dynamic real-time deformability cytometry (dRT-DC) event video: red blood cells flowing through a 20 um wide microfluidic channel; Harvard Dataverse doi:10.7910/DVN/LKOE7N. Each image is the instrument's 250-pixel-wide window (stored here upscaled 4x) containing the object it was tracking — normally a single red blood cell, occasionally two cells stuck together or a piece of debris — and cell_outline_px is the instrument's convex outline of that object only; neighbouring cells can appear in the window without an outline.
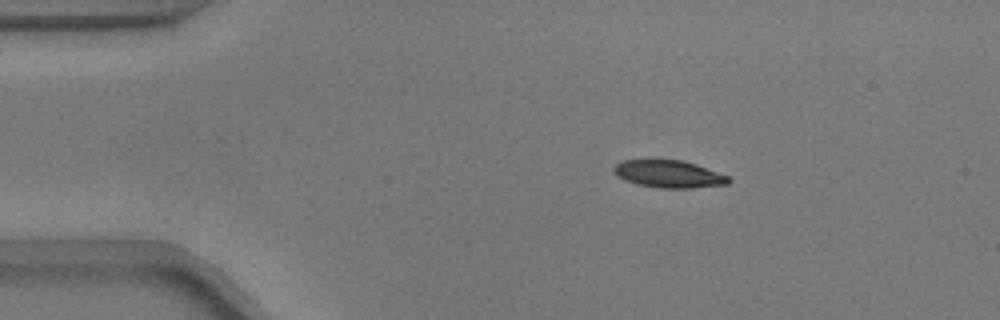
{"species": "common noctule bat (a hibernating species)", "species_latin": "Nyctalus noctula", "temperature_condition": "warm", "stored_images_in_passage": 39, "camera_frame_rate_fps": 3000, "um_per_image_px": 0.085, "animal": {"sex": "male", "body_mass_g": 17.9}, "frame": {"image": 1, "passage_image": 1, "time_ms": 0.0, "image_size_px": [1000, 320], "cell_outline_px": [[732, 180], [728, 184], [688, 188], [660, 188], [636, 184], [624, 180], [612, 168], [616, 164], [624, 160], [684, 160], [696, 164], [728, 176]], "centroid_in_image_um": [56.87, 14.79], "position_along_channel_um": 28.1, "area_um2": 18.15}}
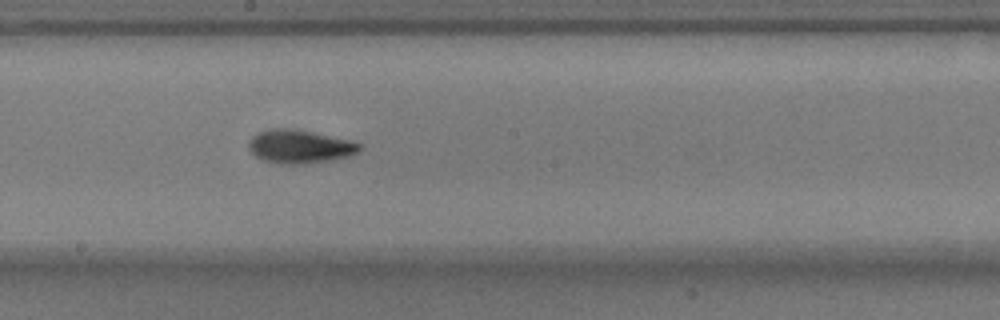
{"frame": {"image": 2, "passage_image": 21, "time_ms": 6.667, "image_size_px": [1000, 320], "cell_outline_px": [[364, 144], [352, 156], [336, 160], [304, 164], [280, 164], [264, 160], [256, 156], [248, 148], [248, 140], [252, 136], [260, 132], [272, 128], [296, 128], [352, 140]], "centroid_in_image_um": [25.52, 12.45], "position_along_channel_um": 222.7, "area_um2": 22.08}}
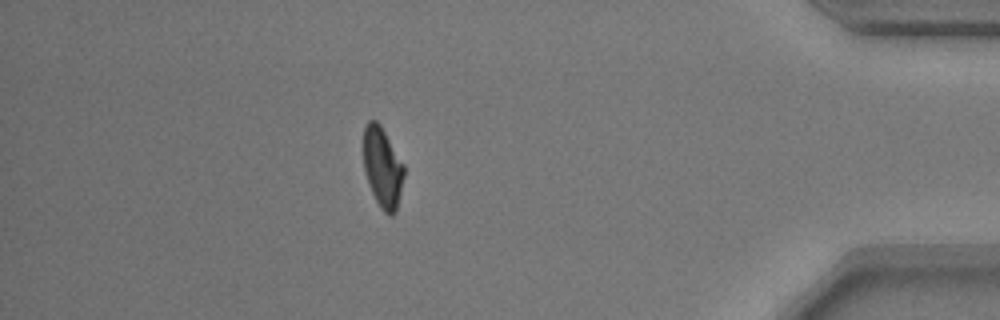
{"frame": {"image": 3, "passage_image": 39, "time_ms": 12.667, "image_size_px": [1000, 320], "cell_outline_px": [[404, 176], [396, 212], [392, 216], [388, 216], [380, 208], [368, 184], [364, 172], [364, 128], [368, 120], [376, 120], [380, 124], [404, 164]], "centroid_in_image_um": [32.52, 14.25], "position_along_channel_um": 402.7, "area_um2": 19.02}, "authors_computed_cell_mechanics": {"area_um2": 19.4786, "velocity_mm_per_s": 3.7412, "shape_relaxation_time_tau1_ms": 2.8467, "shape_relaxation_time_tau2_ms": 2.5152, "deformation_change_tau1": 0.1602, "deformation_change_tau2": 0.0864}}